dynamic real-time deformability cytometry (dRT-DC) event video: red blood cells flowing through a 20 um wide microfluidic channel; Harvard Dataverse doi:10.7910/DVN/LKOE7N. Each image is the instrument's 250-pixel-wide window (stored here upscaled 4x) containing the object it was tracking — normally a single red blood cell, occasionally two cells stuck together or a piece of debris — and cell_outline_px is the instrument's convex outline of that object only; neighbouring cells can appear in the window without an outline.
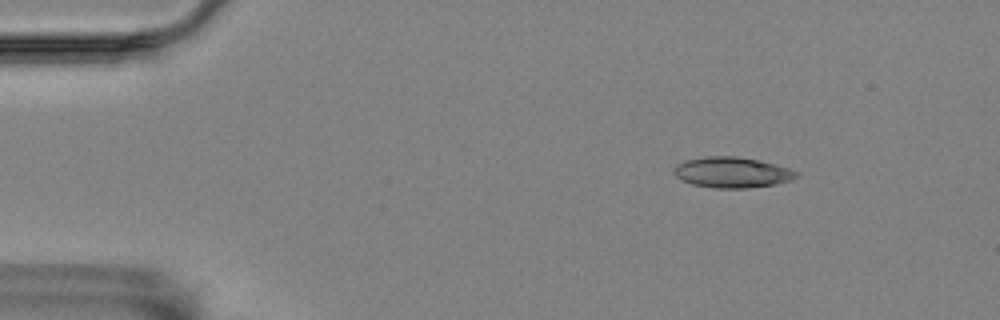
{"species": "Egyptian fruit bat (a non-hibernating species)", "species_latin": "Rousettus aegyptiacus", "temperature_condition": "room temperature", "stored_images_in_passage": 4, "camera_frame_rate_fps": 3000, "um_per_image_px": 0.085, "animal": {"sex": "female"}, "frame": {"image": 1, "passage_image": 2, "time_ms": 0.333, "image_size_px": [1000, 320], "cell_outline_px": [[800, 176], [792, 180], [776, 184], [748, 188], [716, 188], [692, 184], [676, 176], [672, 172], [676, 164], [688, 160], [704, 156], [736, 156], [756, 160], [788, 168], [800, 172]], "centroid_in_image_um": [62.25, 14.66], "position_along_channel_um": 22.8, "area_um2": 21.79}}
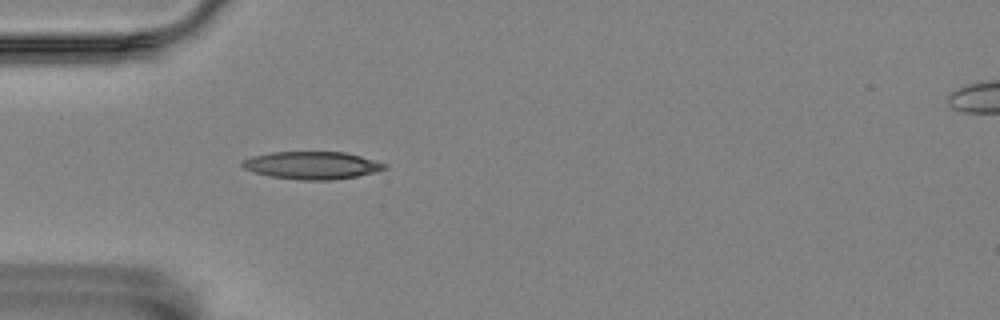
{"frame": {"image": 2, "passage_image": 4, "time_ms": 1.0, "image_size_px": [1000, 320], "cell_outline_px": [[388, 168], [356, 176], [332, 180], [300, 180], [268, 176], [252, 172], [244, 168], [240, 164], [244, 160], [252, 156], [268, 152], [344, 152], [360, 156], [388, 164]], "centroid_in_image_um": [26.48, 14.05], "position_along_channel_um": 58.5, "area_um2": 22.89}}